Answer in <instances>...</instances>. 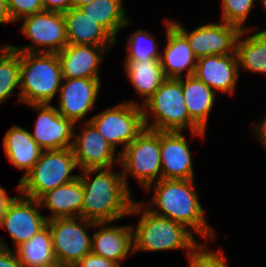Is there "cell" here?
Segmentation results:
<instances>
[{
  "label": "cell",
  "instance_id": "cell-1",
  "mask_svg": "<svg viewBox=\"0 0 266 267\" xmlns=\"http://www.w3.org/2000/svg\"><path fill=\"white\" fill-rule=\"evenodd\" d=\"M194 181L161 179L151 183L144 191L152 189L153 195L144 206L157 215L183 224L205 242L214 240L217 233L206 221Z\"/></svg>",
  "mask_w": 266,
  "mask_h": 267
},
{
  "label": "cell",
  "instance_id": "cell-2",
  "mask_svg": "<svg viewBox=\"0 0 266 267\" xmlns=\"http://www.w3.org/2000/svg\"><path fill=\"white\" fill-rule=\"evenodd\" d=\"M113 168L85 169L79 174L84 192L82 218L117 222L129 216L135 199L124 182L122 171Z\"/></svg>",
  "mask_w": 266,
  "mask_h": 267
},
{
  "label": "cell",
  "instance_id": "cell-3",
  "mask_svg": "<svg viewBox=\"0 0 266 267\" xmlns=\"http://www.w3.org/2000/svg\"><path fill=\"white\" fill-rule=\"evenodd\" d=\"M141 214L137 225H132L133 252H158L185 250L186 256L192 253L201 243L195 234L181 223L174 222L150 211L144 202L134 201L130 216Z\"/></svg>",
  "mask_w": 266,
  "mask_h": 267
},
{
  "label": "cell",
  "instance_id": "cell-4",
  "mask_svg": "<svg viewBox=\"0 0 266 267\" xmlns=\"http://www.w3.org/2000/svg\"><path fill=\"white\" fill-rule=\"evenodd\" d=\"M141 107L144 126L147 129L185 132L189 128L190 136L205 135V131L189 117L183 97L182 77L167 78Z\"/></svg>",
  "mask_w": 266,
  "mask_h": 267
},
{
  "label": "cell",
  "instance_id": "cell-5",
  "mask_svg": "<svg viewBox=\"0 0 266 267\" xmlns=\"http://www.w3.org/2000/svg\"><path fill=\"white\" fill-rule=\"evenodd\" d=\"M62 69L57 53L20 52L21 104H51L62 85Z\"/></svg>",
  "mask_w": 266,
  "mask_h": 267
},
{
  "label": "cell",
  "instance_id": "cell-6",
  "mask_svg": "<svg viewBox=\"0 0 266 267\" xmlns=\"http://www.w3.org/2000/svg\"><path fill=\"white\" fill-rule=\"evenodd\" d=\"M77 167L72 148L44 150L33 168L18 182L17 192L38 200L46 192L78 178L79 174H71Z\"/></svg>",
  "mask_w": 266,
  "mask_h": 267
},
{
  "label": "cell",
  "instance_id": "cell-7",
  "mask_svg": "<svg viewBox=\"0 0 266 267\" xmlns=\"http://www.w3.org/2000/svg\"><path fill=\"white\" fill-rule=\"evenodd\" d=\"M119 165L126 186L134 176L145 190L151 183L162 179L160 131L144 128L121 152Z\"/></svg>",
  "mask_w": 266,
  "mask_h": 267
},
{
  "label": "cell",
  "instance_id": "cell-8",
  "mask_svg": "<svg viewBox=\"0 0 266 267\" xmlns=\"http://www.w3.org/2000/svg\"><path fill=\"white\" fill-rule=\"evenodd\" d=\"M95 222L82 217L54 218L47 220L50 229L53 252L58 264L64 267L74 266L91 252Z\"/></svg>",
  "mask_w": 266,
  "mask_h": 267
},
{
  "label": "cell",
  "instance_id": "cell-9",
  "mask_svg": "<svg viewBox=\"0 0 266 267\" xmlns=\"http://www.w3.org/2000/svg\"><path fill=\"white\" fill-rule=\"evenodd\" d=\"M141 105L123 101L88 119L115 150L118 145L124 150L145 128Z\"/></svg>",
  "mask_w": 266,
  "mask_h": 267
},
{
  "label": "cell",
  "instance_id": "cell-10",
  "mask_svg": "<svg viewBox=\"0 0 266 267\" xmlns=\"http://www.w3.org/2000/svg\"><path fill=\"white\" fill-rule=\"evenodd\" d=\"M21 33L33 43L27 46L7 44L16 52L59 53L68 45L63 13L43 11L26 16L18 22Z\"/></svg>",
  "mask_w": 266,
  "mask_h": 267
},
{
  "label": "cell",
  "instance_id": "cell-11",
  "mask_svg": "<svg viewBox=\"0 0 266 267\" xmlns=\"http://www.w3.org/2000/svg\"><path fill=\"white\" fill-rule=\"evenodd\" d=\"M173 25L188 39L197 59L208 55L236 54V43L242 30L221 21L209 22L189 32L179 21Z\"/></svg>",
  "mask_w": 266,
  "mask_h": 267
},
{
  "label": "cell",
  "instance_id": "cell-12",
  "mask_svg": "<svg viewBox=\"0 0 266 267\" xmlns=\"http://www.w3.org/2000/svg\"><path fill=\"white\" fill-rule=\"evenodd\" d=\"M40 210L38 200L19 193L9 203L0 227L5 228L11 237L13 242L11 250L30 240L47 225L46 216L40 213Z\"/></svg>",
  "mask_w": 266,
  "mask_h": 267
},
{
  "label": "cell",
  "instance_id": "cell-13",
  "mask_svg": "<svg viewBox=\"0 0 266 267\" xmlns=\"http://www.w3.org/2000/svg\"><path fill=\"white\" fill-rule=\"evenodd\" d=\"M73 136V152L78 168L85 169L111 168L120 162V154L100 134L90 122L81 123V132Z\"/></svg>",
  "mask_w": 266,
  "mask_h": 267
},
{
  "label": "cell",
  "instance_id": "cell-14",
  "mask_svg": "<svg viewBox=\"0 0 266 267\" xmlns=\"http://www.w3.org/2000/svg\"><path fill=\"white\" fill-rule=\"evenodd\" d=\"M100 87V79L63 78L57 95L58 113L76 125L79 121H89L86 116L97 104Z\"/></svg>",
  "mask_w": 266,
  "mask_h": 267
},
{
  "label": "cell",
  "instance_id": "cell-15",
  "mask_svg": "<svg viewBox=\"0 0 266 267\" xmlns=\"http://www.w3.org/2000/svg\"><path fill=\"white\" fill-rule=\"evenodd\" d=\"M38 112L31 132L33 140L43 150L72 148L75 124L66 119L51 104H28Z\"/></svg>",
  "mask_w": 266,
  "mask_h": 267
},
{
  "label": "cell",
  "instance_id": "cell-16",
  "mask_svg": "<svg viewBox=\"0 0 266 267\" xmlns=\"http://www.w3.org/2000/svg\"><path fill=\"white\" fill-rule=\"evenodd\" d=\"M190 147L183 131H160L162 179L194 180Z\"/></svg>",
  "mask_w": 266,
  "mask_h": 267
},
{
  "label": "cell",
  "instance_id": "cell-17",
  "mask_svg": "<svg viewBox=\"0 0 266 267\" xmlns=\"http://www.w3.org/2000/svg\"><path fill=\"white\" fill-rule=\"evenodd\" d=\"M194 76L216 93L235 95L239 78L236 54L208 55L197 59Z\"/></svg>",
  "mask_w": 266,
  "mask_h": 267
},
{
  "label": "cell",
  "instance_id": "cell-18",
  "mask_svg": "<svg viewBox=\"0 0 266 267\" xmlns=\"http://www.w3.org/2000/svg\"><path fill=\"white\" fill-rule=\"evenodd\" d=\"M111 224V225H110ZM92 236L91 252L112 260L122 266L129 255H133L132 224L117 225L113 222H95Z\"/></svg>",
  "mask_w": 266,
  "mask_h": 267
},
{
  "label": "cell",
  "instance_id": "cell-19",
  "mask_svg": "<svg viewBox=\"0 0 266 267\" xmlns=\"http://www.w3.org/2000/svg\"><path fill=\"white\" fill-rule=\"evenodd\" d=\"M166 45L161 52L160 63L166 78H181L194 75L197 58L188 39L173 25L172 20L165 19Z\"/></svg>",
  "mask_w": 266,
  "mask_h": 267
},
{
  "label": "cell",
  "instance_id": "cell-20",
  "mask_svg": "<svg viewBox=\"0 0 266 267\" xmlns=\"http://www.w3.org/2000/svg\"><path fill=\"white\" fill-rule=\"evenodd\" d=\"M113 46L68 44L57 53L63 78L101 79L99 64Z\"/></svg>",
  "mask_w": 266,
  "mask_h": 267
},
{
  "label": "cell",
  "instance_id": "cell-21",
  "mask_svg": "<svg viewBox=\"0 0 266 267\" xmlns=\"http://www.w3.org/2000/svg\"><path fill=\"white\" fill-rule=\"evenodd\" d=\"M68 44L115 46L117 40L96 20L72 7L63 13Z\"/></svg>",
  "mask_w": 266,
  "mask_h": 267
},
{
  "label": "cell",
  "instance_id": "cell-22",
  "mask_svg": "<svg viewBox=\"0 0 266 267\" xmlns=\"http://www.w3.org/2000/svg\"><path fill=\"white\" fill-rule=\"evenodd\" d=\"M7 160L17 169L24 170L23 176L33 168L44 151L32 138L31 131L12 125L3 138Z\"/></svg>",
  "mask_w": 266,
  "mask_h": 267
},
{
  "label": "cell",
  "instance_id": "cell-23",
  "mask_svg": "<svg viewBox=\"0 0 266 267\" xmlns=\"http://www.w3.org/2000/svg\"><path fill=\"white\" fill-rule=\"evenodd\" d=\"M83 187L80 178L58 186L43 194L39 199L41 208L51 211L47 220L54 218L82 217Z\"/></svg>",
  "mask_w": 266,
  "mask_h": 267
},
{
  "label": "cell",
  "instance_id": "cell-24",
  "mask_svg": "<svg viewBox=\"0 0 266 267\" xmlns=\"http://www.w3.org/2000/svg\"><path fill=\"white\" fill-rule=\"evenodd\" d=\"M182 90L189 117L206 132L217 93L194 75L182 77Z\"/></svg>",
  "mask_w": 266,
  "mask_h": 267
},
{
  "label": "cell",
  "instance_id": "cell-25",
  "mask_svg": "<svg viewBox=\"0 0 266 267\" xmlns=\"http://www.w3.org/2000/svg\"><path fill=\"white\" fill-rule=\"evenodd\" d=\"M124 70L129 82L143 103L148 100L155 91L167 79L160 60L125 61Z\"/></svg>",
  "mask_w": 266,
  "mask_h": 267
},
{
  "label": "cell",
  "instance_id": "cell-26",
  "mask_svg": "<svg viewBox=\"0 0 266 267\" xmlns=\"http://www.w3.org/2000/svg\"><path fill=\"white\" fill-rule=\"evenodd\" d=\"M251 29L242 30L236 43V55L240 68L248 72L266 74V30L252 35ZM250 35V36H246ZM245 37V38H244Z\"/></svg>",
  "mask_w": 266,
  "mask_h": 267
},
{
  "label": "cell",
  "instance_id": "cell-27",
  "mask_svg": "<svg viewBox=\"0 0 266 267\" xmlns=\"http://www.w3.org/2000/svg\"><path fill=\"white\" fill-rule=\"evenodd\" d=\"M123 1L95 0L79 7V9L101 24L117 40L120 29L132 23L127 16Z\"/></svg>",
  "mask_w": 266,
  "mask_h": 267
},
{
  "label": "cell",
  "instance_id": "cell-28",
  "mask_svg": "<svg viewBox=\"0 0 266 267\" xmlns=\"http://www.w3.org/2000/svg\"><path fill=\"white\" fill-rule=\"evenodd\" d=\"M14 251L21 267H45L57 264L48 225Z\"/></svg>",
  "mask_w": 266,
  "mask_h": 267
},
{
  "label": "cell",
  "instance_id": "cell-29",
  "mask_svg": "<svg viewBox=\"0 0 266 267\" xmlns=\"http://www.w3.org/2000/svg\"><path fill=\"white\" fill-rule=\"evenodd\" d=\"M20 90V52L6 43L0 49V105Z\"/></svg>",
  "mask_w": 266,
  "mask_h": 267
},
{
  "label": "cell",
  "instance_id": "cell-30",
  "mask_svg": "<svg viewBox=\"0 0 266 267\" xmlns=\"http://www.w3.org/2000/svg\"><path fill=\"white\" fill-rule=\"evenodd\" d=\"M155 39L149 31L144 29L135 30L127 40L124 61L160 60L161 50H159L158 42Z\"/></svg>",
  "mask_w": 266,
  "mask_h": 267
},
{
  "label": "cell",
  "instance_id": "cell-31",
  "mask_svg": "<svg viewBox=\"0 0 266 267\" xmlns=\"http://www.w3.org/2000/svg\"><path fill=\"white\" fill-rule=\"evenodd\" d=\"M256 0H221V14L220 21H225L228 24L235 25L241 30L251 29L252 31L257 27H244L251 10L254 7ZM258 1V0H257ZM261 3V0L258 1Z\"/></svg>",
  "mask_w": 266,
  "mask_h": 267
},
{
  "label": "cell",
  "instance_id": "cell-32",
  "mask_svg": "<svg viewBox=\"0 0 266 267\" xmlns=\"http://www.w3.org/2000/svg\"><path fill=\"white\" fill-rule=\"evenodd\" d=\"M207 243L203 241L192 253L186 257L189 260L188 267H230L228 258L222 249L217 252L208 249ZM207 249V250H206Z\"/></svg>",
  "mask_w": 266,
  "mask_h": 267
},
{
  "label": "cell",
  "instance_id": "cell-33",
  "mask_svg": "<svg viewBox=\"0 0 266 267\" xmlns=\"http://www.w3.org/2000/svg\"><path fill=\"white\" fill-rule=\"evenodd\" d=\"M43 11L45 10L42 0H10L8 2V12L13 23Z\"/></svg>",
  "mask_w": 266,
  "mask_h": 267
},
{
  "label": "cell",
  "instance_id": "cell-34",
  "mask_svg": "<svg viewBox=\"0 0 266 267\" xmlns=\"http://www.w3.org/2000/svg\"><path fill=\"white\" fill-rule=\"evenodd\" d=\"M74 267H121L118 263L93 254L85 255Z\"/></svg>",
  "mask_w": 266,
  "mask_h": 267
},
{
  "label": "cell",
  "instance_id": "cell-35",
  "mask_svg": "<svg viewBox=\"0 0 266 267\" xmlns=\"http://www.w3.org/2000/svg\"><path fill=\"white\" fill-rule=\"evenodd\" d=\"M45 11L64 13L73 7V0H42Z\"/></svg>",
  "mask_w": 266,
  "mask_h": 267
},
{
  "label": "cell",
  "instance_id": "cell-36",
  "mask_svg": "<svg viewBox=\"0 0 266 267\" xmlns=\"http://www.w3.org/2000/svg\"><path fill=\"white\" fill-rule=\"evenodd\" d=\"M0 267H21L14 250L0 247Z\"/></svg>",
  "mask_w": 266,
  "mask_h": 267
},
{
  "label": "cell",
  "instance_id": "cell-37",
  "mask_svg": "<svg viewBox=\"0 0 266 267\" xmlns=\"http://www.w3.org/2000/svg\"><path fill=\"white\" fill-rule=\"evenodd\" d=\"M264 115L265 116L262 117V119L257 124H255L253 129L255 130L254 132H256L255 134L257 140L262 143L264 149L266 150V114Z\"/></svg>",
  "mask_w": 266,
  "mask_h": 267
},
{
  "label": "cell",
  "instance_id": "cell-38",
  "mask_svg": "<svg viewBox=\"0 0 266 267\" xmlns=\"http://www.w3.org/2000/svg\"><path fill=\"white\" fill-rule=\"evenodd\" d=\"M6 189L0 185V223L6 212L9 203L15 198L8 196Z\"/></svg>",
  "mask_w": 266,
  "mask_h": 267
},
{
  "label": "cell",
  "instance_id": "cell-39",
  "mask_svg": "<svg viewBox=\"0 0 266 267\" xmlns=\"http://www.w3.org/2000/svg\"><path fill=\"white\" fill-rule=\"evenodd\" d=\"M11 23V18L8 12V3L5 0H0V25Z\"/></svg>",
  "mask_w": 266,
  "mask_h": 267
},
{
  "label": "cell",
  "instance_id": "cell-40",
  "mask_svg": "<svg viewBox=\"0 0 266 267\" xmlns=\"http://www.w3.org/2000/svg\"><path fill=\"white\" fill-rule=\"evenodd\" d=\"M95 0H73V7L74 8H79L83 5L89 4Z\"/></svg>",
  "mask_w": 266,
  "mask_h": 267
},
{
  "label": "cell",
  "instance_id": "cell-41",
  "mask_svg": "<svg viewBox=\"0 0 266 267\" xmlns=\"http://www.w3.org/2000/svg\"><path fill=\"white\" fill-rule=\"evenodd\" d=\"M0 247L10 249V247L6 244V242L2 238H0Z\"/></svg>",
  "mask_w": 266,
  "mask_h": 267
},
{
  "label": "cell",
  "instance_id": "cell-42",
  "mask_svg": "<svg viewBox=\"0 0 266 267\" xmlns=\"http://www.w3.org/2000/svg\"><path fill=\"white\" fill-rule=\"evenodd\" d=\"M261 6L265 9L266 11V0H261ZM266 30V29H265Z\"/></svg>",
  "mask_w": 266,
  "mask_h": 267
},
{
  "label": "cell",
  "instance_id": "cell-43",
  "mask_svg": "<svg viewBox=\"0 0 266 267\" xmlns=\"http://www.w3.org/2000/svg\"><path fill=\"white\" fill-rule=\"evenodd\" d=\"M45 267H64V266H61L60 264H53V265H51V266H45Z\"/></svg>",
  "mask_w": 266,
  "mask_h": 267
}]
</instances>
